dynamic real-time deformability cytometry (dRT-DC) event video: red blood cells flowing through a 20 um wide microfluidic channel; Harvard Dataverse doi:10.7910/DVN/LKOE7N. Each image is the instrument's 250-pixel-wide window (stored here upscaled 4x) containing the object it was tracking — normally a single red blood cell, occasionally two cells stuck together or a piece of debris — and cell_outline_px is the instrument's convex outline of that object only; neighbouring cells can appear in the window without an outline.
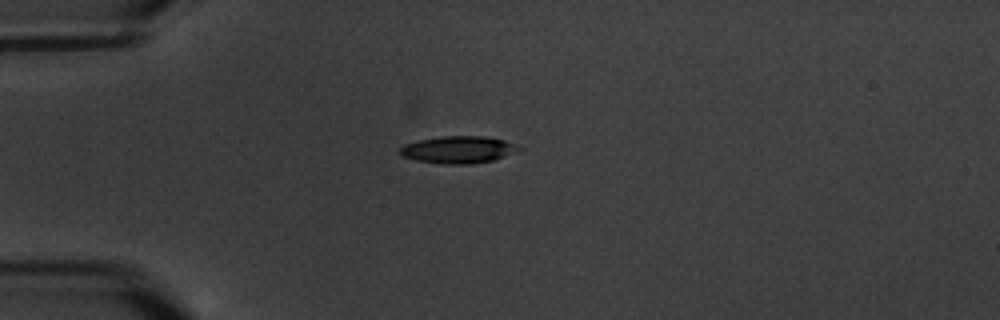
{"species": "common noctule bat (a hibernating species)", "species_latin": "Nyctalus noctula", "temperature_condition": "warm", "stored_images_in_passage": 4, "camera_frame_rate_fps": 3000, "um_per_image_px": 0.085, "animal": {"sex": "male", "body_mass_g": 20.1, "forearm_length_mm": 53.5}, "frame": {"image": 1, "passage_image": 1, "time_ms": 0.0, "image_size_px": [1000, 320], "cell_outline_px": [[524, 148], [516, 152], [492, 160], [472, 164], [444, 164], [416, 160], [400, 156], [400, 148], [404, 144], [416, 140], [440, 136], [484, 136], [504, 140]], "centroid_in_image_um": [38.93, 12.71], "position_along_channel_um": 46.1, "area_um2": 18.9}}
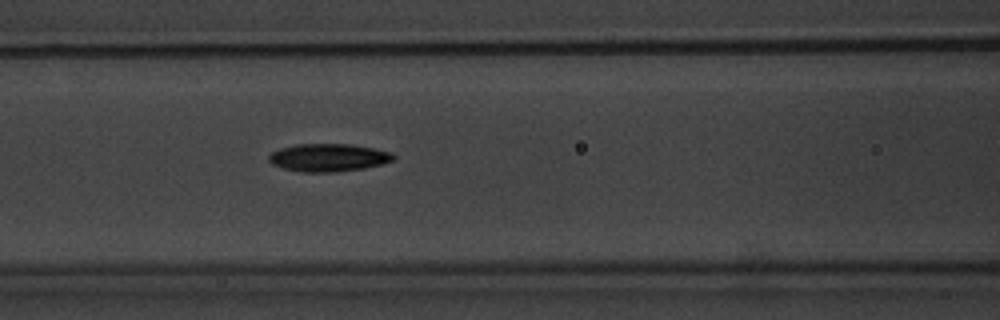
{"frame": {"image": 2, "passage_image": 4, "time_ms": 3.333, "image_size_px": [1000, 320], "cell_outline_px": [[396, 156], [392, 160], [380, 164], [364, 168], [336, 172], [304, 172], [284, 168], [272, 164], [268, 160], [268, 156], [272, 152], [280, 148], [296, 144], [348, 144], [372, 148], [392, 152]], "centroid_in_image_um": [27.9, 13.39], "position_along_channel_um": 138.7, "area_um2": 20.06}}